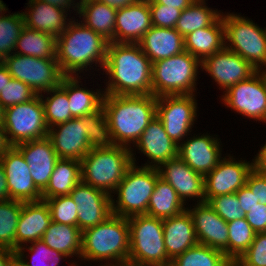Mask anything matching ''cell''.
<instances>
[{
	"mask_svg": "<svg viewBox=\"0 0 266 266\" xmlns=\"http://www.w3.org/2000/svg\"><path fill=\"white\" fill-rule=\"evenodd\" d=\"M103 68L112 79L104 94H152V62L138 43H108Z\"/></svg>",
	"mask_w": 266,
	"mask_h": 266,
	"instance_id": "obj_1",
	"label": "cell"
},
{
	"mask_svg": "<svg viewBox=\"0 0 266 266\" xmlns=\"http://www.w3.org/2000/svg\"><path fill=\"white\" fill-rule=\"evenodd\" d=\"M157 97L148 95L104 94L102 107L115 145L136 143L156 117ZM129 143V144H128Z\"/></svg>",
	"mask_w": 266,
	"mask_h": 266,
	"instance_id": "obj_2",
	"label": "cell"
},
{
	"mask_svg": "<svg viewBox=\"0 0 266 266\" xmlns=\"http://www.w3.org/2000/svg\"><path fill=\"white\" fill-rule=\"evenodd\" d=\"M67 29L56 38V59L65 76H74L95 62L104 67L108 41L81 23L69 21Z\"/></svg>",
	"mask_w": 266,
	"mask_h": 266,
	"instance_id": "obj_3",
	"label": "cell"
},
{
	"mask_svg": "<svg viewBox=\"0 0 266 266\" xmlns=\"http://www.w3.org/2000/svg\"><path fill=\"white\" fill-rule=\"evenodd\" d=\"M129 250L130 228L126 217L112 214L104 222L82 231L79 257L84 260L111 259L116 263L109 266H128Z\"/></svg>",
	"mask_w": 266,
	"mask_h": 266,
	"instance_id": "obj_4",
	"label": "cell"
},
{
	"mask_svg": "<svg viewBox=\"0 0 266 266\" xmlns=\"http://www.w3.org/2000/svg\"><path fill=\"white\" fill-rule=\"evenodd\" d=\"M131 147L115 145L109 149L90 150L81 162V181L111 195L135 164ZM109 190V191H108Z\"/></svg>",
	"mask_w": 266,
	"mask_h": 266,
	"instance_id": "obj_5",
	"label": "cell"
},
{
	"mask_svg": "<svg viewBox=\"0 0 266 266\" xmlns=\"http://www.w3.org/2000/svg\"><path fill=\"white\" fill-rule=\"evenodd\" d=\"M128 266H170L163 236V219L146 214L128 217Z\"/></svg>",
	"mask_w": 266,
	"mask_h": 266,
	"instance_id": "obj_6",
	"label": "cell"
},
{
	"mask_svg": "<svg viewBox=\"0 0 266 266\" xmlns=\"http://www.w3.org/2000/svg\"><path fill=\"white\" fill-rule=\"evenodd\" d=\"M201 61L187 51L152 63V95H193Z\"/></svg>",
	"mask_w": 266,
	"mask_h": 266,
	"instance_id": "obj_7",
	"label": "cell"
},
{
	"mask_svg": "<svg viewBox=\"0 0 266 266\" xmlns=\"http://www.w3.org/2000/svg\"><path fill=\"white\" fill-rule=\"evenodd\" d=\"M159 177L157 168H137L132 164L117 186V205L112 199V214L126 218L147 214L149 200Z\"/></svg>",
	"mask_w": 266,
	"mask_h": 266,
	"instance_id": "obj_8",
	"label": "cell"
},
{
	"mask_svg": "<svg viewBox=\"0 0 266 266\" xmlns=\"http://www.w3.org/2000/svg\"><path fill=\"white\" fill-rule=\"evenodd\" d=\"M222 19L225 40L230 42L225 48L239 54L259 71V66L266 65V28L260 29L257 24L235 14L222 15Z\"/></svg>",
	"mask_w": 266,
	"mask_h": 266,
	"instance_id": "obj_9",
	"label": "cell"
},
{
	"mask_svg": "<svg viewBox=\"0 0 266 266\" xmlns=\"http://www.w3.org/2000/svg\"><path fill=\"white\" fill-rule=\"evenodd\" d=\"M3 126L11 146L48 137L44 105L40 95L4 110ZM11 138H10V136Z\"/></svg>",
	"mask_w": 266,
	"mask_h": 266,
	"instance_id": "obj_10",
	"label": "cell"
},
{
	"mask_svg": "<svg viewBox=\"0 0 266 266\" xmlns=\"http://www.w3.org/2000/svg\"><path fill=\"white\" fill-rule=\"evenodd\" d=\"M13 79L30 86L37 95L58 87L65 76L57 59L36 58L26 55H8L2 60Z\"/></svg>",
	"mask_w": 266,
	"mask_h": 266,
	"instance_id": "obj_11",
	"label": "cell"
},
{
	"mask_svg": "<svg viewBox=\"0 0 266 266\" xmlns=\"http://www.w3.org/2000/svg\"><path fill=\"white\" fill-rule=\"evenodd\" d=\"M260 71L231 86L222 100L243 116L266 123V76Z\"/></svg>",
	"mask_w": 266,
	"mask_h": 266,
	"instance_id": "obj_12",
	"label": "cell"
},
{
	"mask_svg": "<svg viewBox=\"0 0 266 266\" xmlns=\"http://www.w3.org/2000/svg\"><path fill=\"white\" fill-rule=\"evenodd\" d=\"M194 95H163L157 97L156 117L168 136L176 143L186 136L194 124L197 103Z\"/></svg>",
	"mask_w": 266,
	"mask_h": 266,
	"instance_id": "obj_13",
	"label": "cell"
},
{
	"mask_svg": "<svg viewBox=\"0 0 266 266\" xmlns=\"http://www.w3.org/2000/svg\"><path fill=\"white\" fill-rule=\"evenodd\" d=\"M78 206V228L81 231L104 222L112 215V196L80 181L69 194Z\"/></svg>",
	"mask_w": 266,
	"mask_h": 266,
	"instance_id": "obj_14",
	"label": "cell"
},
{
	"mask_svg": "<svg viewBox=\"0 0 266 266\" xmlns=\"http://www.w3.org/2000/svg\"><path fill=\"white\" fill-rule=\"evenodd\" d=\"M253 162H237L232 157L220 159L214 170L204 177L205 202L219 195L235 193L242 188L248 174L257 164V157Z\"/></svg>",
	"mask_w": 266,
	"mask_h": 266,
	"instance_id": "obj_15",
	"label": "cell"
},
{
	"mask_svg": "<svg viewBox=\"0 0 266 266\" xmlns=\"http://www.w3.org/2000/svg\"><path fill=\"white\" fill-rule=\"evenodd\" d=\"M9 189V198L23 202L42 200V193L33 183L30 168L22 153L11 146L1 157Z\"/></svg>",
	"mask_w": 266,
	"mask_h": 266,
	"instance_id": "obj_16",
	"label": "cell"
},
{
	"mask_svg": "<svg viewBox=\"0 0 266 266\" xmlns=\"http://www.w3.org/2000/svg\"><path fill=\"white\" fill-rule=\"evenodd\" d=\"M201 67L208 72L217 84L226 92L231 86L249 79L257 70L239 54L223 48L207 56Z\"/></svg>",
	"mask_w": 266,
	"mask_h": 266,
	"instance_id": "obj_17",
	"label": "cell"
},
{
	"mask_svg": "<svg viewBox=\"0 0 266 266\" xmlns=\"http://www.w3.org/2000/svg\"><path fill=\"white\" fill-rule=\"evenodd\" d=\"M186 210L192 217L198 243L221 250L228 258L227 222L213 210L208 202H198L195 208Z\"/></svg>",
	"mask_w": 266,
	"mask_h": 266,
	"instance_id": "obj_18",
	"label": "cell"
},
{
	"mask_svg": "<svg viewBox=\"0 0 266 266\" xmlns=\"http://www.w3.org/2000/svg\"><path fill=\"white\" fill-rule=\"evenodd\" d=\"M15 147L27 161L33 183L42 193L49 183L56 162L59 160L50 139L45 137L23 142Z\"/></svg>",
	"mask_w": 266,
	"mask_h": 266,
	"instance_id": "obj_19",
	"label": "cell"
},
{
	"mask_svg": "<svg viewBox=\"0 0 266 266\" xmlns=\"http://www.w3.org/2000/svg\"><path fill=\"white\" fill-rule=\"evenodd\" d=\"M56 126L59 130L49 128L48 138L59 159L81 161L91 150L87 140V129L83 125L82 120L80 118H73Z\"/></svg>",
	"mask_w": 266,
	"mask_h": 266,
	"instance_id": "obj_20",
	"label": "cell"
},
{
	"mask_svg": "<svg viewBox=\"0 0 266 266\" xmlns=\"http://www.w3.org/2000/svg\"><path fill=\"white\" fill-rule=\"evenodd\" d=\"M157 169L160 178L175 189L183 203L186 197H200L199 203L205 202L204 176L191 169L182 159L176 157L168 160Z\"/></svg>",
	"mask_w": 266,
	"mask_h": 266,
	"instance_id": "obj_21",
	"label": "cell"
},
{
	"mask_svg": "<svg viewBox=\"0 0 266 266\" xmlns=\"http://www.w3.org/2000/svg\"><path fill=\"white\" fill-rule=\"evenodd\" d=\"M152 27L148 0L117 10L114 43H138Z\"/></svg>",
	"mask_w": 266,
	"mask_h": 266,
	"instance_id": "obj_22",
	"label": "cell"
},
{
	"mask_svg": "<svg viewBox=\"0 0 266 266\" xmlns=\"http://www.w3.org/2000/svg\"><path fill=\"white\" fill-rule=\"evenodd\" d=\"M218 139L208 135L193 137L178 144V157L204 177L217 166L221 153Z\"/></svg>",
	"mask_w": 266,
	"mask_h": 266,
	"instance_id": "obj_23",
	"label": "cell"
},
{
	"mask_svg": "<svg viewBox=\"0 0 266 266\" xmlns=\"http://www.w3.org/2000/svg\"><path fill=\"white\" fill-rule=\"evenodd\" d=\"M136 146L154 163V165L145 164L144 167L158 168L168 160L178 157V144L168 136L157 117L145 128Z\"/></svg>",
	"mask_w": 266,
	"mask_h": 266,
	"instance_id": "obj_24",
	"label": "cell"
},
{
	"mask_svg": "<svg viewBox=\"0 0 266 266\" xmlns=\"http://www.w3.org/2000/svg\"><path fill=\"white\" fill-rule=\"evenodd\" d=\"M51 214L45 200L24 202L16 229V250L22 243L41 240L51 224Z\"/></svg>",
	"mask_w": 266,
	"mask_h": 266,
	"instance_id": "obj_25",
	"label": "cell"
},
{
	"mask_svg": "<svg viewBox=\"0 0 266 266\" xmlns=\"http://www.w3.org/2000/svg\"><path fill=\"white\" fill-rule=\"evenodd\" d=\"M138 45L152 63L185 51L184 37L175 28L152 26Z\"/></svg>",
	"mask_w": 266,
	"mask_h": 266,
	"instance_id": "obj_26",
	"label": "cell"
},
{
	"mask_svg": "<svg viewBox=\"0 0 266 266\" xmlns=\"http://www.w3.org/2000/svg\"><path fill=\"white\" fill-rule=\"evenodd\" d=\"M163 236L166 253L171 260L198 244L192 217L187 210L163 219Z\"/></svg>",
	"mask_w": 266,
	"mask_h": 266,
	"instance_id": "obj_27",
	"label": "cell"
},
{
	"mask_svg": "<svg viewBox=\"0 0 266 266\" xmlns=\"http://www.w3.org/2000/svg\"><path fill=\"white\" fill-rule=\"evenodd\" d=\"M28 4L31 9L29 13L22 12L25 27L49 33L55 38L67 29L68 24L64 14L66 9L37 0H29Z\"/></svg>",
	"mask_w": 266,
	"mask_h": 266,
	"instance_id": "obj_28",
	"label": "cell"
},
{
	"mask_svg": "<svg viewBox=\"0 0 266 266\" xmlns=\"http://www.w3.org/2000/svg\"><path fill=\"white\" fill-rule=\"evenodd\" d=\"M77 3V13L83 17V24L105 38L114 42L117 9L107 6L97 0H80Z\"/></svg>",
	"mask_w": 266,
	"mask_h": 266,
	"instance_id": "obj_29",
	"label": "cell"
},
{
	"mask_svg": "<svg viewBox=\"0 0 266 266\" xmlns=\"http://www.w3.org/2000/svg\"><path fill=\"white\" fill-rule=\"evenodd\" d=\"M225 42V43H224ZM224 24L222 16L206 28L197 29L184 37V50L201 62L225 47Z\"/></svg>",
	"mask_w": 266,
	"mask_h": 266,
	"instance_id": "obj_30",
	"label": "cell"
},
{
	"mask_svg": "<svg viewBox=\"0 0 266 266\" xmlns=\"http://www.w3.org/2000/svg\"><path fill=\"white\" fill-rule=\"evenodd\" d=\"M81 181V162L74 159H59L42 192V199L69 195Z\"/></svg>",
	"mask_w": 266,
	"mask_h": 266,
	"instance_id": "obj_31",
	"label": "cell"
},
{
	"mask_svg": "<svg viewBox=\"0 0 266 266\" xmlns=\"http://www.w3.org/2000/svg\"><path fill=\"white\" fill-rule=\"evenodd\" d=\"M183 204L175 189L159 177L150 197L146 215L161 219L177 216L186 210Z\"/></svg>",
	"mask_w": 266,
	"mask_h": 266,
	"instance_id": "obj_32",
	"label": "cell"
},
{
	"mask_svg": "<svg viewBox=\"0 0 266 266\" xmlns=\"http://www.w3.org/2000/svg\"><path fill=\"white\" fill-rule=\"evenodd\" d=\"M41 240L51 249L67 256L81 255L82 231L77 226L52 221Z\"/></svg>",
	"mask_w": 266,
	"mask_h": 266,
	"instance_id": "obj_33",
	"label": "cell"
},
{
	"mask_svg": "<svg viewBox=\"0 0 266 266\" xmlns=\"http://www.w3.org/2000/svg\"><path fill=\"white\" fill-rule=\"evenodd\" d=\"M15 54L36 58L56 59V38L45 32L24 27L15 44Z\"/></svg>",
	"mask_w": 266,
	"mask_h": 266,
	"instance_id": "obj_34",
	"label": "cell"
},
{
	"mask_svg": "<svg viewBox=\"0 0 266 266\" xmlns=\"http://www.w3.org/2000/svg\"><path fill=\"white\" fill-rule=\"evenodd\" d=\"M73 76H66V93L69 100L71 116L79 118L91 114L102 107L104 94L80 88L78 80Z\"/></svg>",
	"mask_w": 266,
	"mask_h": 266,
	"instance_id": "obj_35",
	"label": "cell"
},
{
	"mask_svg": "<svg viewBox=\"0 0 266 266\" xmlns=\"http://www.w3.org/2000/svg\"><path fill=\"white\" fill-rule=\"evenodd\" d=\"M221 16V13L205 6L204 0H195L189 7L181 11L175 29L185 37L197 29L213 25Z\"/></svg>",
	"mask_w": 266,
	"mask_h": 266,
	"instance_id": "obj_36",
	"label": "cell"
},
{
	"mask_svg": "<svg viewBox=\"0 0 266 266\" xmlns=\"http://www.w3.org/2000/svg\"><path fill=\"white\" fill-rule=\"evenodd\" d=\"M170 266H233V263L221 250L198 243L176 256Z\"/></svg>",
	"mask_w": 266,
	"mask_h": 266,
	"instance_id": "obj_37",
	"label": "cell"
},
{
	"mask_svg": "<svg viewBox=\"0 0 266 266\" xmlns=\"http://www.w3.org/2000/svg\"><path fill=\"white\" fill-rule=\"evenodd\" d=\"M46 92L53 93V96L51 98L47 97L46 100H43L42 94L40 95L44 105L45 121L48 128H53L56 125L73 119L66 93V76L63 77L58 87L52 88Z\"/></svg>",
	"mask_w": 266,
	"mask_h": 266,
	"instance_id": "obj_38",
	"label": "cell"
},
{
	"mask_svg": "<svg viewBox=\"0 0 266 266\" xmlns=\"http://www.w3.org/2000/svg\"><path fill=\"white\" fill-rule=\"evenodd\" d=\"M79 118L87 129V140L91 150L109 149L115 146L103 107Z\"/></svg>",
	"mask_w": 266,
	"mask_h": 266,
	"instance_id": "obj_39",
	"label": "cell"
},
{
	"mask_svg": "<svg viewBox=\"0 0 266 266\" xmlns=\"http://www.w3.org/2000/svg\"><path fill=\"white\" fill-rule=\"evenodd\" d=\"M23 201H0V247L16 251V229Z\"/></svg>",
	"mask_w": 266,
	"mask_h": 266,
	"instance_id": "obj_40",
	"label": "cell"
},
{
	"mask_svg": "<svg viewBox=\"0 0 266 266\" xmlns=\"http://www.w3.org/2000/svg\"><path fill=\"white\" fill-rule=\"evenodd\" d=\"M228 259L234 263L251 245L256 235L246 218H239L227 223Z\"/></svg>",
	"mask_w": 266,
	"mask_h": 266,
	"instance_id": "obj_41",
	"label": "cell"
},
{
	"mask_svg": "<svg viewBox=\"0 0 266 266\" xmlns=\"http://www.w3.org/2000/svg\"><path fill=\"white\" fill-rule=\"evenodd\" d=\"M25 27L22 13L0 17V61L12 54L15 44Z\"/></svg>",
	"mask_w": 266,
	"mask_h": 266,
	"instance_id": "obj_42",
	"label": "cell"
},
{
	"mask_svg": "<svg viewBox=\"0 0 266 266\" xmlns=\"http://www.w3.org/2000/svg\"><path fill=\"white\" fill-rule=\"evenodd\" d=\"M42 200L46 201L53 222L78 227V206L74 203L70 195Z\"/></svg>",
	"mask_w": 266,
	"mask_h": 266,
	"instance_id": "obj_43",
	"label": "cell"
},
{
	"mask_svg": "<svg viewBox=\"0 0 266 266\" xmlns=\"http://www.w3.org/2000/svg\"><path fill=\"white\" fill-rule=\"evenodd\" d=\"M31 243L32 245L28 247V250H30V252L33 253L31 264L23 260L24 258L23 250L26 248L20 247L19 249L15 251L16 258L24 266H57L59 264V261L62 259L61 257H67V255L48 247L42 240H38L35 242H31ZM38 261H40V264H38L39 263Z\"/></svg>",
	"mask_w": 266,
	"mask_h": 266,
	"instance_id": "obj_44",
	"label": "cell"
},
{
	"mask_svg": "<svg viewBox=\"0 0 266 266\" xmlns=\"http://www.w3.org/2000/svg\"><path fill=\"white\" fill-rule=\"evenodd\" d=\"M36 96L37 94L30 86L12 78L0 92V103L5 110L16 104L26 103Z\"/></svg>",
	"mask_w": 266,
	"mask_h": 266,
	"instance_id": "obj_45",
	"label": "cell"
},
{
	"mask_svg": "<svg viewBox=\"0 0 266 266\" xmlns=\"http://www.w3.org/2000/svg\"><path fill=\"white\" fill-rule=\"evenodd\" d=\"M208 204L227 223L245 217V212L240 207L241 203L235 193L213 197Z\"/></svg>",
	"mask_w": 266,
	"mask_h": 266,
	"instance_id": "obj_46",
	"label": "cell"
},
{
	"mask_svg": "<svg viewBox=\"0 0 266 266\" xmlns=\"http://www.w3.org/2000/svg\"><path fill=\"white\" fill-rule=\"evenodd\" d=\"M233 266H266V232L256 233L251 245Z\"/></svg>",
	"mask_w": 266,
	"mask_h": 266,
	"instance_id": "obj_47",
	"label": "cell"
},
{
	"mask_svg": "<svg viewBox=\"0 0 266 266\" xmlns=\"http://www.w3.org/2000/svg\"><path fill=\"white\" fill-rule=\"evenodd\" d=\"M151 13L152 26L162 28H175L180 18L181 10L175 7H165L158 3H148Z\"/></svg>",
	"mask_w": 266,
	"mask_h": 266,
	"instance_id": "obj_48",
	"label": "cell"
},
{
	"mask_svg": "<svg viewBox=\"0 0 266 266\" xmlns=\"http://www.w3.org/2000/svg\"><path fill=\"white\" fill-rule=\"evenodd\" d=\"M246 185L256 197L257 202L266 205V171L258 164L248 174Z\"/></svg>",
	"mask_w": 266,
	"mask_h": 266,
	"instance_id": "obj_49",
	"label": "cell"
},
{
	"mask_svg": "<svg viewBox=\"0 0 266 266\" xmlns=\"http://www.w3.org/2000/svg\"><path fill=\"white\" fill-rule=\"evenodd\" d=\"M245 218L256 233L266 232V205L258 203L253 206Z\"/></svg>",
	"mask_w": 266,
	"mask_h": 266,
	"instance_id": "obj_50",
	"label": "cell"
},
{
	"mask_svg": "<svg viewBox=\"0 0 266 266\" xmlns=\"http://www.w3.org/2000/svg\"><path fill=\"white\" fill-rule=\"evenodd\" d=\"M235 194L237 195V198L241 203L240 207L244 210L245 214H247L253 206L259 203L246 184L235 192Z\"/></svg>",
	"mask_w": 266,
	"mask_h": 266,
	"instance_id": "obj_51",
	"label": "cell"
},
{
	"mask_svg": "<svg viewBox=\"0 0 266 266\" xmlns=\"http://www.w3.org/2000/svg\"><path fill=\"white\" fill-rule=\"evenodd\" d=\"M195 0H148V3H158L165 5V7H175L183 11L189 7Z\"/></svg>",
	"mask_w": 266,
	"mask_h": 266,
	"instance_id": "obj_52",
	"label": "cell"
},
{
	"mask_svg": "<svg viewBox=\"0 0 266 266\" xmlns=\"http://www.w3.org/2000/svg\"><path fill=\"white\" fill-rule=\"evenodd\" d=\"M9 189L7 186L6 174L2 164L0 163V201L8 200Z\"/></svg>",
	"mask_w": 266,
	"mask_h": 266,
	"instance_id": "obj_53",
	"label": "cell"
},
{
	"mask_svg": "<svg viewBox=\"0 0 266 266\" xmlns=\"http://www.w3.org/2000/svg\"><path fill=\"white\" fill-rule=\"evenodd\" d=\"M97 1L118 10L127 7L129 5H132L138 2L139 0H97Z\"/></svg>",
	"mask_w": 266,
	"mask_h": 266,
	"instance_id": "obj_54",
	"label": "cell"
},
{
	"mask_svg": "<svg viewBox=\"0 0 266 266\" xmlns=\"http://www.w3.org/2000/svg\"><path fill=\"white\" fill-rule=\"evenodd\" d=\"M15 257V251L0 247V266H10Z\"/></svg>",
	"mask_w": 266,
	"mask_h": 266,
	"instance_id": "obj_55",
	"label": "cell"
},
{
	"mask_svg": "<svg viewBox=\"0 0 266 266\" xmlns=\"http://www.w3.org/2000/svg\"><path fill=\"white\" fill-rule=\"evenodd\" d=\"M11 147L3 124H0V157Z\"/></svg>",
	"mask_w": 266,
	"mask_h": 266,
	"instance_id": "obj_56",
	"label": "cell"
},
{
	"mask_svg": "<svg viewBox=\"0 0 266 266\" xmlns=\"http://www.w3.org/2000/svg\"><path fill=\"white\" fill-rule=\"evenodd\" d=\"M12 76L10 75L9 71L7 70L6 66L0 61V92L5 87L6 83L11 81Z\"/></svg>",
	"mask_w": 266,
	"mask_h": 266,
	"instance_id": "obj_57",
	"label": "cell"
},
{
	"mask_svg": "<svg viewBox=\"0 0 266 266\" xmlns=\"http://www.w3.org/2000/svg\"><path fill=\"white\" fill-rule=\"evenodd\" d=\"M37 1L48 3L52 6H56L62 9H64L65 7H66L65 9L70 8L71 6L70 4L73 3V0H37Z\"/></svg>",
	"mask_w": 266,
	"mask_h": 266,
	"instance_id": "obj_58",
	"label": "cell"
},
{
	"mask_svg": "<svg viewBox=\"0 0 266 266\" xmlns=\"http://www.w3.org/2000/svg\"><path fill=\"white\" fill-rule=\"evenodd\" d=\"M256 157L257 164L266 171V144L261 148Z\"/></svg>",
	"mask_w": 266,
	"mask_h": 266,
	"instance_id": "obj_59",
	"label": "cell"
},
{
	"mask_svg": "<svg viewBox=\"0 0 266 266\" xmlns=\"http://www.w3.org/2000/svg\"><path fill=\"white\" fill-rule=\"evenodd\" d=\"M10 266H24L16 257L10 263Z\"/></svg>",
	"mask_w": 266,
	"mask_h": 266,
	"instance_id": "obj_60",
	"label": "cell"
},
{
	"mask_svg": "<svg viewBox=\"0 0 266 266\" xmlns=\"http://www.w3.org/2000/svg\"><path fill=\"white\" fill-rule=\"evenodd\" d=\"M6 5L0 0V13H1V16L0 17H4L5 15H2V11H6Z\"/></svg>",
	"mask_w": 266,
	"mask_h": 266,
	"instance_id": "obj_61",
	"label": "cell"
},
{
	"mask_svg": "<svg viewBox=\"0 0 266 266\" xmlns=\"http://www.w3.org/2000/svg\"><path fill=\"white\" fill-rule=\"evenodd\" d=\"M4 109L0 103V124H3Z\"/></svg>",
	"mask_w": 266,
	"mask_h": 266,
	"instance_id": "obj_62",
	"label": "cell"
}]
</instances>
